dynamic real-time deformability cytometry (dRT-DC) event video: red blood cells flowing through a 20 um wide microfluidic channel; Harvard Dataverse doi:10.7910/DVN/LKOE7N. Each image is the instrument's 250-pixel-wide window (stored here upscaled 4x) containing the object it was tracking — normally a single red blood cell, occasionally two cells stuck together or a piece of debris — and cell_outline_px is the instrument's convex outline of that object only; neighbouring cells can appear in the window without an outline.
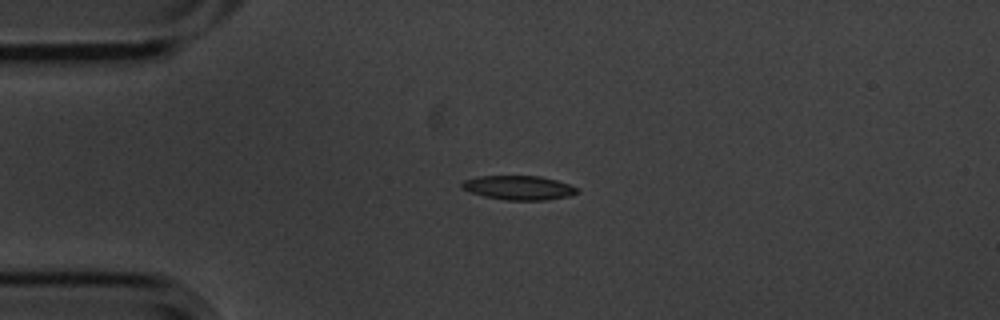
{"species": "common noctule bat (a hibernating species)", "species_latin": "Nyctalus noctula", "temperature_condition": "cold", "stored_images_in_passage": 7, "camera_frame_rate_fps": 3000, "um_per_image_px": 0.085, "animal": {"sex": "male", "body_mass_g": 20.1, "forearm_length_mm": 53.5}, "frame": {"image": 1, "passage_image": 1, "time_ms": 0.0, "image_size_px": [1000, 320], "cell_outline_px": [[580, 192], [572, 196], [544, 200], [504, 200], [484, 196], [460, 188], [460, 184], [464, 180], [476, 176], [540, 176], [556, 180], [580, 188]], "centroid_in_image_um": [44.12, 15.96], "position_along_channel_um": 40.9, "area_um2": 16.42}}